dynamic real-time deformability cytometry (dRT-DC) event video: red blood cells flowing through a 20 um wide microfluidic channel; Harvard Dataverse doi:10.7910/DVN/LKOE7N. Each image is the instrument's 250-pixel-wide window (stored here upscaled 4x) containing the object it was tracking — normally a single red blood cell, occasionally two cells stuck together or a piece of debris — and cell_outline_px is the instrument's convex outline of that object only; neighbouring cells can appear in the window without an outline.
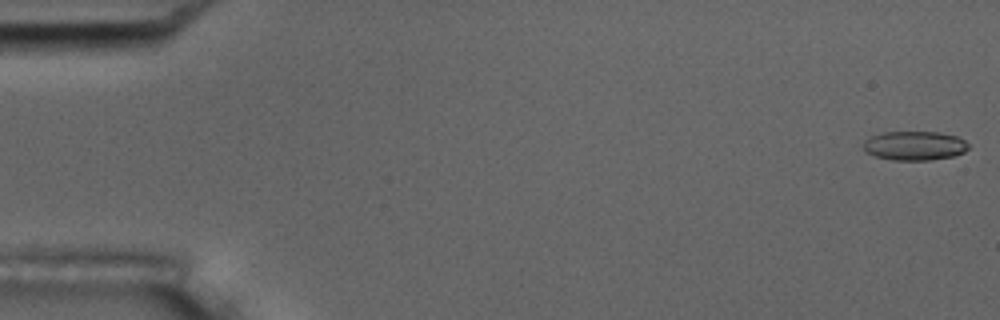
{"species": "common noctule bat (a hibernating species)", "species_latin": "Nyctalus noctula", "temperature_condition": "room temperature", "stored_images_in_passage": 5, "camera_frame_rate_fps": 3000, "um_per_image_px": 0.085, "animal": {"sex": "male", "body_mass_g": 17.5, "forearm_length_mm": 52.3}, "frame": {"image": 1, "passage_image": 1, "time_ms": 0.0, "image_size_px": [1000, 320], "cell_outline_px": [[968, 148], [964, 152], [952, 156], [932, 160], [892, 160], [876, 156], [868, 152], [864, 148], [864, 140], [868, 136], [884, 132], [940, 132], [956, 136], [964, 140], [968, 144]], "centroid_in_image_um": [77.73, 12.38], "position_along_channel_um": 7.3, "area_um2": 17.8}}
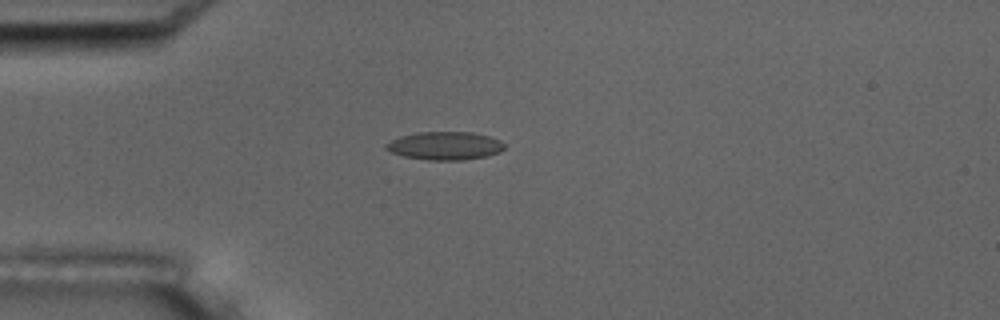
{"frame": {"image": 2, "passage_image": 5, "time_ms": 1.333, "image_size_px": [1000, 320], "cell_outline_px": [[504, 148], [500, 152], [484, 156], [460, 160], [428, 160], [404, 156], [392, 152], [384, 148], [384, 144], [400, 136], [416, 132], [472, 132], [488, 136], [500, 140], [504, 144]], "centroid_in_image_um": [37.79, 12.38], "position_along_channel_um": 47.2, "area_um2": 19.31}}